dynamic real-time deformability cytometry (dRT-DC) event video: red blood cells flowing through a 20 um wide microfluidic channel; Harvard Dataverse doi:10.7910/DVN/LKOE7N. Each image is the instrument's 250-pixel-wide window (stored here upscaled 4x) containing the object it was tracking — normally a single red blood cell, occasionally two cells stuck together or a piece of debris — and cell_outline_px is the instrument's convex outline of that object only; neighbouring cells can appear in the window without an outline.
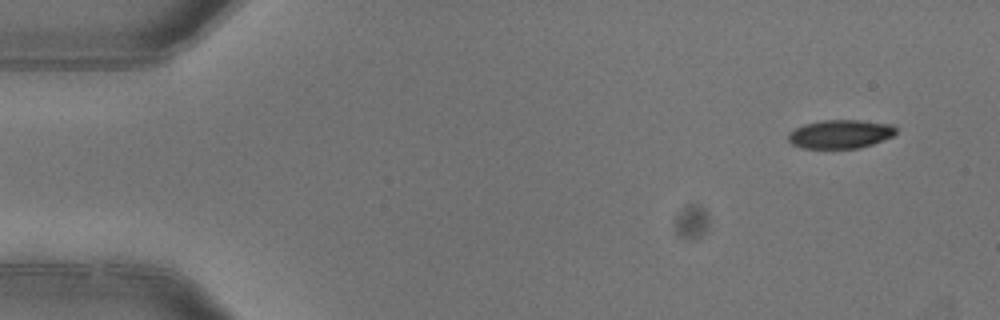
{"species": "common noctule bat (a hibernating species)", "species_latin": "Nyctalus noctula", "temperature_condition": "warm", "stored_images_in_passage": 5, "camera_frame_rate_fps": 3000, "um_per_image_px": 0.085, "animal": {"sex": "female"}, "frame": {"image": 1, "passage_image": 1, "time_ms": 0.0, "image_size_px": [1000, 320], "cell_outline_px": [[896, 132], [892, 136], [872, 144], [860, 148], [800, 148], [792, 144], [788, 140], [788, 136], [796, 128], [804, 124], [820, 120], [860, 120], [892, 124], [896, 128]], "centroid_in_image_um": [71.43, 11.39], "position_along_channel_um": 13.6, "area_um2": 17.92}}
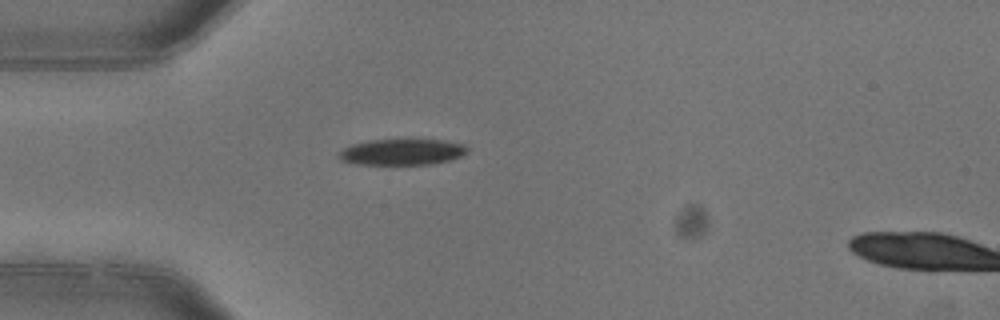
{"frame": {"image": 2, "passage_image": 4, "time_ms": 1.0, "image_size_px": [1000, 320], "cell_outline_px": [[468, 152], [464, 156], [452, 160], [432, 164], [356, 164], [340, 160], [336, 156], [344, 148], [352, 144], [368, 140], [412, 136], [444, 140], [464, 144], [468, 148]], "centroid_in_image_um": [34.23, 12.86], "position_along_channel_um": 50.8, "area_um2": 20.75}}